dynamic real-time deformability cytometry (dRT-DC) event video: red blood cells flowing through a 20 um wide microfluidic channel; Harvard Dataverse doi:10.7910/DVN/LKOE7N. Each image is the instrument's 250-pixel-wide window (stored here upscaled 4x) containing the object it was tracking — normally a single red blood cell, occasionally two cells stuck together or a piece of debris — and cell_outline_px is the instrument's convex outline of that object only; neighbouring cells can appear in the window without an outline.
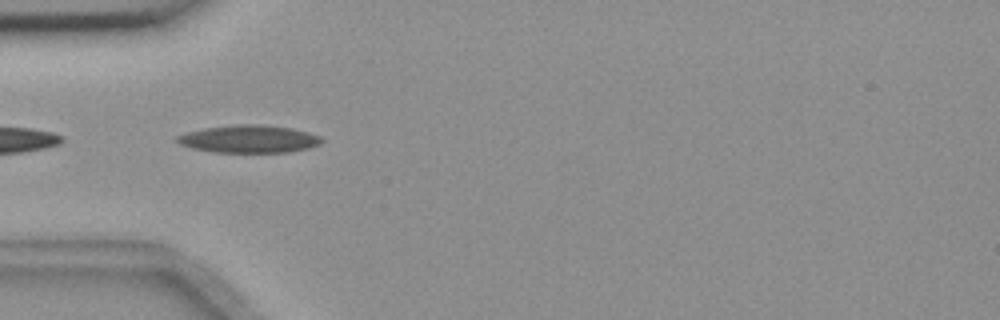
{"species": "common noctule bat (a hibernating species)", "species_latin": "Nyctalus noctula", "temperature_condition": "room temperature", "stored_images_in_passage": 7, "camera_frame_rate_fps": 3000, "um_per_image_px": 0.085, "animal": {"sex": "female", "body_mass_g": 18.4}, "frame": {"image": 1, "passage_image": 1, "time_ms": 0.0, "image_size_px": [1000, 320], "cell_outline_px": [[324, 140], [320, 144], [308, 148], [288, 152], [212, 152], [192, 148], [180, 144], [176, 140], [176, 136], [188, 132], [204, 128], [236, 124], [256, 124], [292, 128], [308, 132], [320, 136]], "centroid_in_image_um": [21.17, 11.81], "position_along_channel_um": 63.8, "area_um2": 23.24}}
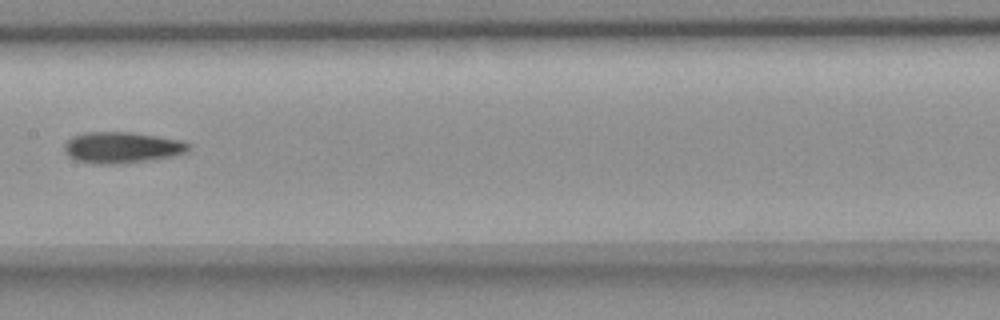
{"frame": {"image": 2, "passage_image": 4, "time_ms": 1.0, "image_size_px": [1000, 320], "cell_outline_px": [[192, 148], [188, 152], [172, 156], [152, 160], [124, 164], [96, 164], [76, 160], [68, 156], [64, 152], [64, 144], [72, 136], [88, 132], [128, 132], [156, 136], [180, 140], [192, 144]], "centroid_in_image_um": [10.38, 12.55], "position_along_channel_um": 197.0, "area_um2": 22.83}}
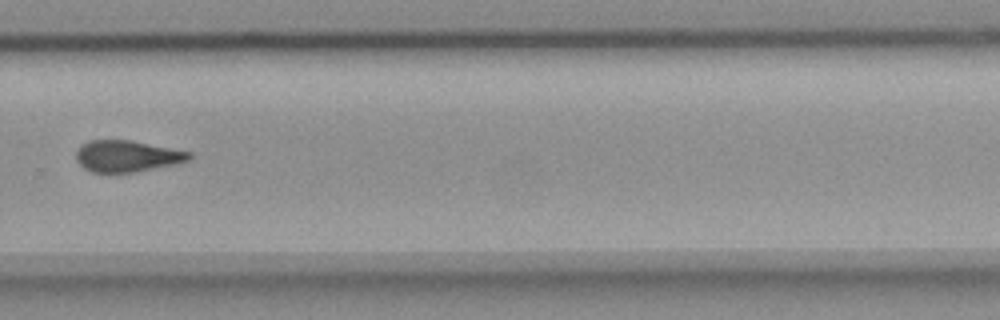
{"frame": {"image": 3, "passage_image": 7, "time_ms": 2.0, "image_size_px": [1000, 320], "cell_outline_px": [[192, 156], [188, 160], [180, 164], [136, 172], [92, 172], [84, 168], [76, 160], [76, 152], [80, 144], [88, 140], [132, 140], [192, 152]], "centroid_in_image_um": [10.82, 13.27], "position_along_channel_um": 319.0, "area_um2": 21.04}}